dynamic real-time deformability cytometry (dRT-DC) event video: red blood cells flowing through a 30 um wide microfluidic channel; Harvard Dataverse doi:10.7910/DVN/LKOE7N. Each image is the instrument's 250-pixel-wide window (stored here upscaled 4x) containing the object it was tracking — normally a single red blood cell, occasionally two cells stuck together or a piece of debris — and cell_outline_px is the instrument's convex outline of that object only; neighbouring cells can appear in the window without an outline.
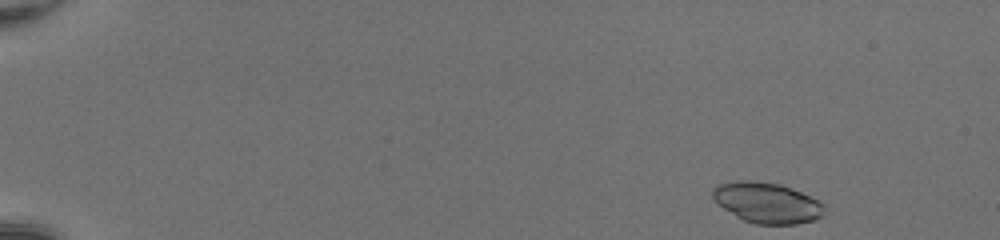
{"species": "common noctule bat (a hibernating species)", "species_latin": "Nyctalus noctula", "temperature_condition": "room temperature", "stored_images_in_passage": 46, "camera_frame_rate_fps": 3000, "um_per_image_px": 0.085, "animal": {"sex": "female", "body_mass_g": 20.0, "forearm_length_mm": 54.0}, "frame": {"image": 1, "passage_image": 1, "time_ms": 0.0, "image_size_px": [1000, 240], "cell_outline_px": [[824, 216], [816, 220], [796, 224], [756, 224], [744, 220], [736, 216], [724, 208], [712, 196], [712, 188], [720, 184], [740, 180], [756, 180], [780, 184], [800, 192], [824, 204]], "centroid_in_image_um": [65.21, 17.24], "position_along_channel_um": 19.8, "area_um2": 26.24}}
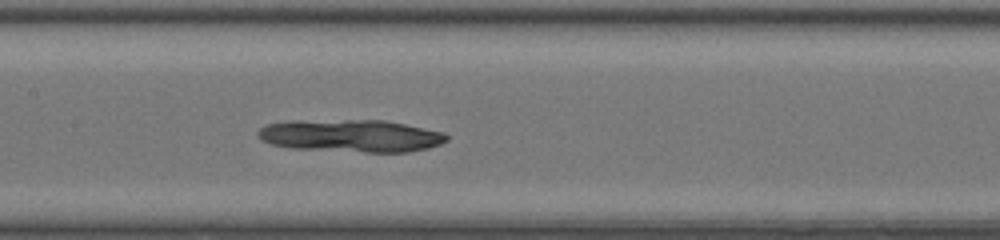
{"frame": {"image": 2, "passage_image": 23, "time_ms": 7.333, "image_size_px": [1000, 240], "cell_outline_px": [[448, 140], [440, 144], [428, 148], [408, 152], [364, 152], [292, 148], [272, 144], [260, 140], [256, 136], [256, 132], [260, 128], [268, 124], [292, 120], [384, 120], [444, 132], [448, 136]], "centroid_in_image_um": [29.81, 11.54], "position_along_channel_um": 177.6, "area_um2": 35.84}}
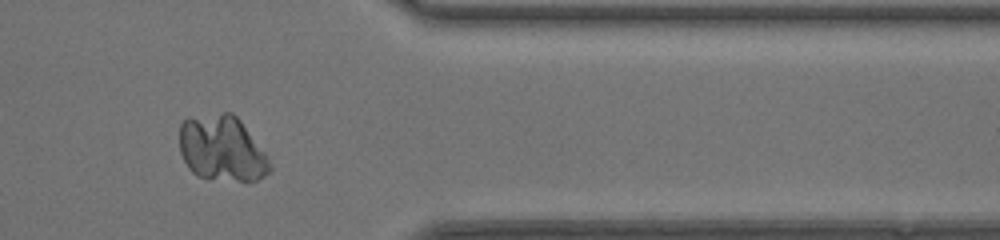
{"frame": {"image": 3, "passage_image": 39, "time_ms": 12.667, "image_size_px": [1000, 240], "cell_outline_px": [[272, 168], [264, 176], [256, 180], [236, 180], [196, 176], [188, 168], [180, 152], [180, 124], [188, 116], [224, 112], [232, 112], [240, 120], [264, 152]], "centroid_in_image_um": [18.83, 12.59], "position_along_channel_um": 392.6, "area_um2": 34.28}}